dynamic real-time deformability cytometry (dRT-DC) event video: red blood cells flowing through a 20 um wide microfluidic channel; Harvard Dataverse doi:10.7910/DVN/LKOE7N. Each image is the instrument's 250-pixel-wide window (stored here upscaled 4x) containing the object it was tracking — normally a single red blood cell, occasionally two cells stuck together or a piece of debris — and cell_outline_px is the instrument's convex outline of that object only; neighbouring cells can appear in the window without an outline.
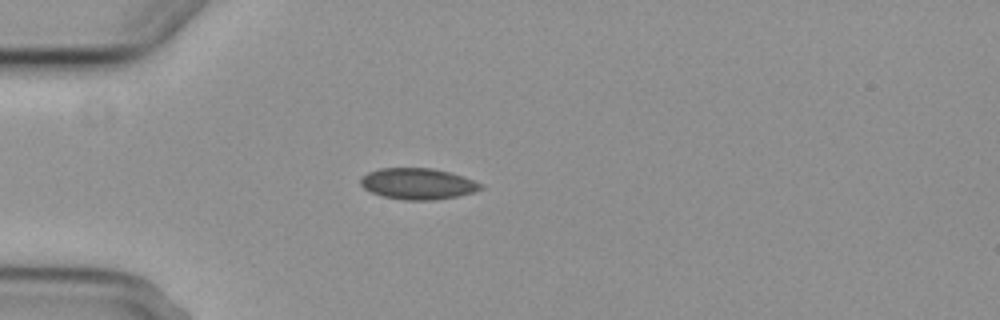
{"species": "common noctule bat (a hibernating species)", "species_latin": "Nyctalus noctula", "temperature_condition": "cold", "stored_images_in_passage": 6, "camera_frame_rate_fps": 3000, "um_per_image_px": 0.085, "animal": {"sex": "female", "body_mass_g": 29.2, "forearm_length_mm": 56.3}, "frame": {"image": 1, "passage_image": 4, "time_ms": 3.667, "image_size_px": [1000, 320], "cell_outline_px": [[484, 188], [472, 192], [456, 196], [436, 200], [404, 200], [384, 196], [372, 192], [364, 188], [360, 184], [360, 176], [368, 172], [380, 168], [432, 168], [464, 176], [484, 184]], "centroid_in_image_um": [35.52, 15.61], "position_along_channel_um": 49.5, "area_um2": 21.85}}